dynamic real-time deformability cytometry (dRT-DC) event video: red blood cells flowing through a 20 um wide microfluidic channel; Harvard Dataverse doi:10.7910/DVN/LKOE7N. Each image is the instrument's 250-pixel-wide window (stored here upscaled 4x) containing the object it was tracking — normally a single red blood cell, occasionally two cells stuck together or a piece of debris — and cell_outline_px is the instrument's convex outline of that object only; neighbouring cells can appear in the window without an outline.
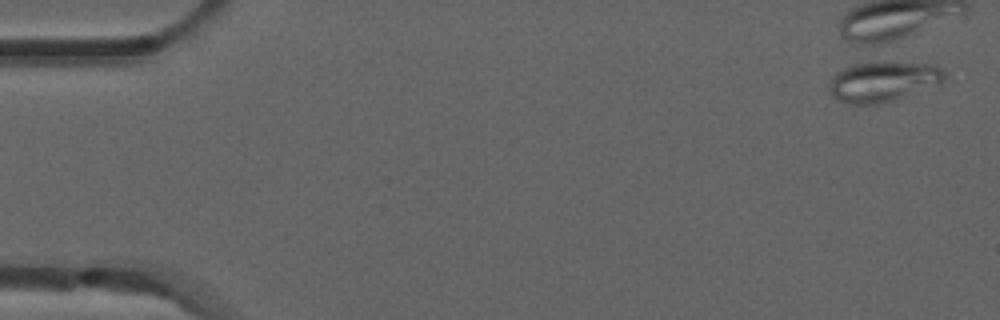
{"species": "common noctule bat (a hibernating species)", "species_latin": "Nyctalus noctula", "temperature_condition": "room temperature", "stored_images_in_passage": 6, "camera_frame_rate_fps": 3000, "um_per_image_px": 0.085, "animal": {"sex": "male", "forearm_length_mm": 52.5}, "frame": {"image": 1, "passage_image": 1, "time_ms": 0.0, "image_size_px": [1000, 320], "cell_outline_px": [[944, 80], [940, 84], [896, 100], [876, 104], [848, 104], [840, 100], [828, 88], [832, 76], [836, 72], [844, 68], [864, 60], [872, 60], [936, 64], [944, 72]], "centroid_in_image_um": [75.08, 6.89], "position_along_channel_um": 9.9, "area_um2": 27.57}}